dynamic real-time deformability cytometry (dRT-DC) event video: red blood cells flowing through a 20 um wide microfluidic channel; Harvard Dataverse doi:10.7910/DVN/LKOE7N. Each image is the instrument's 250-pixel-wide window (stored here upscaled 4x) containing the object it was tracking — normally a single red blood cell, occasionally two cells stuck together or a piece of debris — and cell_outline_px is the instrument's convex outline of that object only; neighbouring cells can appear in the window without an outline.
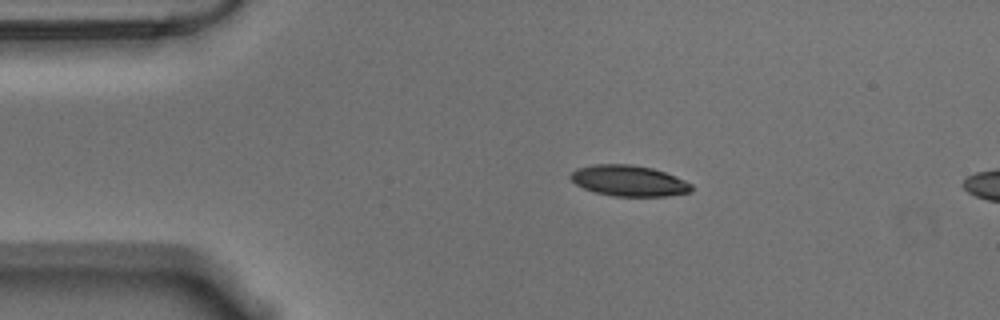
{"species": "Egyptian fruit bat (a non-hibernating species)", "species_latin": "Rousettus aegyptiacus", "temperature_condition": "warm", "stored_images_in_passage": 4, "camera_frame_rate_fps": 3000, "um_per_image_px": 0.085, "animal": {"sex": "male"}, "frame": {"image": 1, "passage_image": 2, "time_ms": 0.333, "image_size_px": [1000, 320], "cell_outline_px": [[692, 192], [664, 196], [616, 196], [596, 192], [584, 188], [576, 184], [568, 176], [576, 168], [592, 164], [632, 164], [652, 168], [676, 176], [692, 184]], "centroid_in_image_um": [53.45, 15.35], "position_along_channel_um": 31.6, "area_um2": 21.73}}